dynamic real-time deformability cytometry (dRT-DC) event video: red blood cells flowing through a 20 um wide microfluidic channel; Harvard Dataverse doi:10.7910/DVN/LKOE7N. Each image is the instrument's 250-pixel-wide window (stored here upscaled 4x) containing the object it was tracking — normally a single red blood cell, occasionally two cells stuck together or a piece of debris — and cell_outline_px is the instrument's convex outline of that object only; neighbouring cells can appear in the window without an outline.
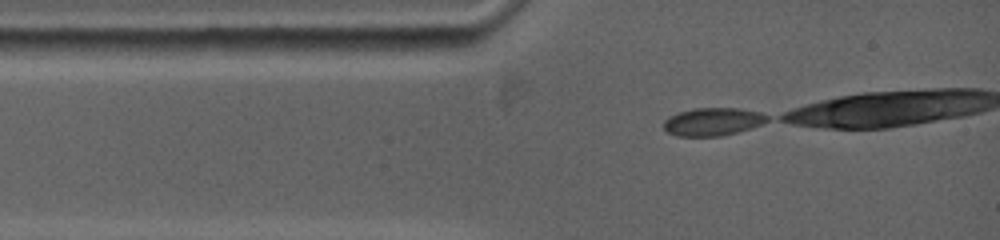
{"species": "common noctule bat (a hibernating species)", "species_latin": "Nyctalus noctula", "temperature_condition": "warm", "stored_images_in_passage": 17, "camera_frame_rate_fps": 5000, "um_per_image_px": 0.085, "animal": {"sex": "female", "body_mass_g": 19.0, "forearm_length_mm": 53.3}, "frame": {"image": 1, "passage_image": 1, "time_ms": 0.0, "image_size_px": [1000, 240], "cell_outline_px": [[768, 120], [752, 128], [720, 136], [676, 136], [668, 132], [664, 128], [664, 120], [668, 116], [692, 108], [736, 108], [760, 112], [768, 116]], "centroid_in_image_um": [60.56, 10.34], "position_along_channel_um": 24.4, "area_um2": 16.76}}
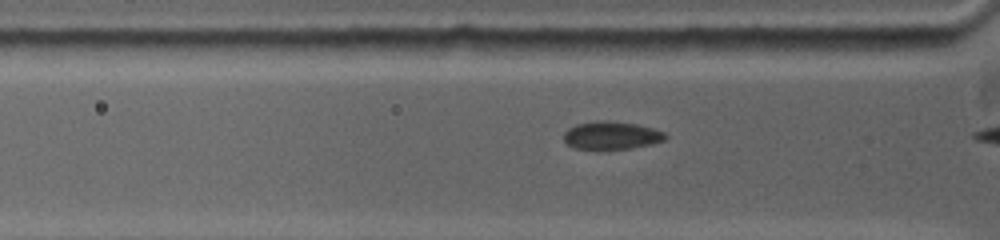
{"frame": {"image": 2, "passage_image": 9, "time_ms": 1.6, "image_size_px": [1000, 240], "cell_outline_px": [[668, 136], [664, 140], [648, 144], [628, 148], [576, 148], [568, 144], [564, 140], [564, 132], [568, 128], [576, 124], [596, 120], [604, 120], [636, 124], [652, 128], [664, 132]], "centroid_in_image_um": [51.95, 11.48], "position_along_channel_um": 73.9, "area_um2": 16.13}}
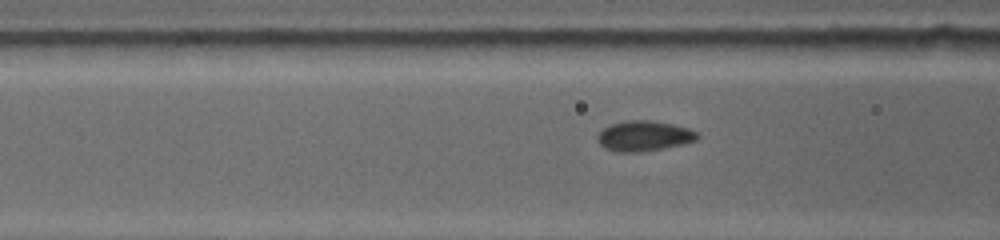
{"frame": {"image": 3, "passage_image": 14, "time_ms": 2.6, "image_size_px": [1000, 240], "cell_outline_px": [[700, 136], [696, 140], [680, 144], [660, 148], [632, 152], [620, 152], [608, 148], [600, 144], [596, 136], [604, 128], [612, 124], [624, 120], [648, 120], [672, 124], [688, 128], [696, 132]], "centroid_in_image_um": [54.73, 11.53], "position_along_channel_um": 111.9, "area_um2": 17.11}}